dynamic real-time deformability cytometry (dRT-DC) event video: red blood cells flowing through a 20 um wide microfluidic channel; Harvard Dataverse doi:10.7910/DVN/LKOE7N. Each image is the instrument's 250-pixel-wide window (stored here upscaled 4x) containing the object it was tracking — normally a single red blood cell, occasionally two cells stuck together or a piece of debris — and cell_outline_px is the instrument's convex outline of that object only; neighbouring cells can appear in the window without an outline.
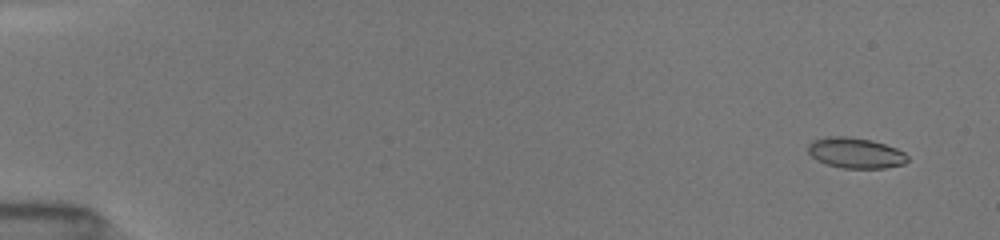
{"species": "common noctule bat (a hibernating species)", "species_latin": "Nyctalus noctula", "temperature_condition": "room temperature", "stored_images_in_passage": 53, "camera_frame_rate_fps": 3000, "um_per_image_px": 0.085, "animal": {"sex": "female", "body_mass_g": 19.5, "forearm_length_mm": 54.1}, "frame": {"image": 1, "passage_image": 4, "time_ms": 1.0, "image_size_px": [1000, 240], "cell_outline_px": [[908, 160], [904, 164], [884, 168], [844, 168], [828, 164], [816, 160], [808, 152], [808, 144], [812, 140], [828, 136], [848, 136], [872, 140], [896, 148], [904, 152], [908, 156]], "centroid_in_image_um": [72.71, 12.99], "position_along_channel_um": 12.3, "area_um2": 17.74}}
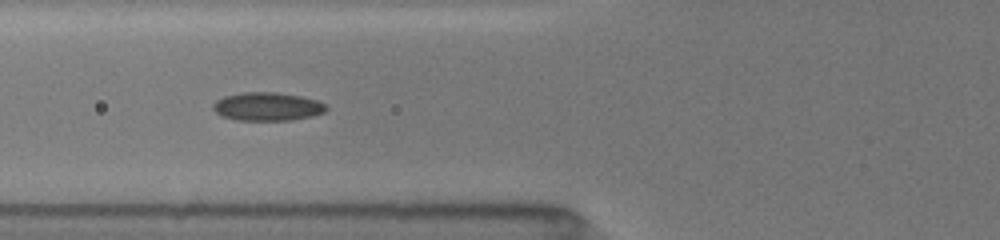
{"frame": {"image": 2, "passage_image": 22, "time_ms": 7.0, "image_size_px": [1000, 240], "cell_outline_px": [[328, 108], [324, 112], [312, 116], [292, 120], [236, 120], [220, 116], [212, 108], [212, 104], [216, 100], [224, 96], [244, 92], [276, 92], [300, 96], [316, 100], [328, 104]], "centroid_in_image_um": [22.72, 9.06], "position_along_channel_um": 103.1, "area_um2": 18.84}}
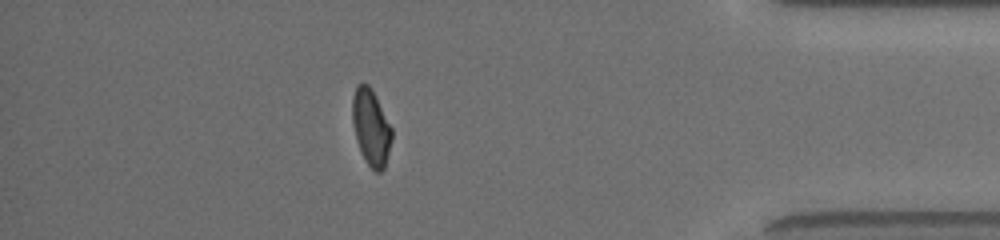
{"frame": {"image": 3, "passage_image": 47, "time_ms": 15.333, "image_size_px": [1000, 240], "cell_outline_px": [[392, 136], [384, 168], [380, 172], [376, 172], [368, 164], [356, 140], [352, 124], [352, 96], [356, 84], [368, 84], [376, 96], [392, 128]], "centroid_in_image_um": [31.52, 10.78], "position_along_channel_um": 403.7, "area_um2": 17.34}, "authors_computed_cell_mechanics": {"area_um2": 17.8602, "velocity_mm_per_s": 4.0156, "shape_relaxation_time_tau1_ms": 5.1397, "shape_relaxation_time_tau2_ms": 1.7352, "deformation_change_tau1": 0.1228, "deformation_change_tau2": 0.0521}}